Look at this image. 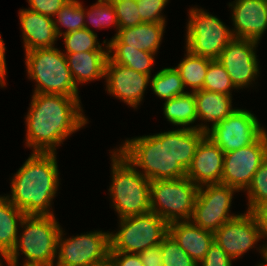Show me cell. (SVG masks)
Instances as JSON below:
<instances>
[{"label": "cell", "instance_id": "cell-1", "mask_svg": "<svg viewBox=\"0 0 267 266\" xmlns=\"http://www.w3.org/2000/svg\"><path fill=\"white\" fill-rule=\"evenodd\" d=\"M25 115V148L57 153V148L87 125L80 97L33 93Z\"/></svg>", "mask_w": 267, "mask_h": 266}, {"label": "cell", "instance_id": "cell-2", "mask_svg": "<svg viewBox=\"0 0 267 266\" xmlns=\"http://www.w3.org/2000/svg\"><path fill=\"white\" fill-rule=\"evenodd\" d=\"M56 155L31 152L11 177V194L5 197L25 215H55L52 202L61 180Z\"/></svg>", "mask_w": 267, "mask_h": 266}, {"label": "cell", "instance_id": "cell-3", "mask_svg": "<svg viewBox=\"0 0 267 266\" xmlns=\"http://www.w3.org/2000/svg\"><path fill=\"white\" fill-rule=\"evenodd\" d=\"M55 215H25L13 250L3 259L7 266H55L62 226ZM24 255L19 263V256Z\"/></svg>", "mask_w": 267, "mask_h": 266}, {"label": "cell", "instance_id": "cell-4", "mask_svg": "<svg viewBox=\"0 0 267 266\" xmlns=\"http://www.w3.org/2000/svg\"><path fill=\"white\" fill-rule=\"evenodd\" d=\"M116 150L150 181L186 177L169 153L168 131L126 138Z\"/></svg>", "mask_w": 267, "mask_h": 266}, {"label": "cell", "instance_id": "cell-5", "mask_svg": "<svg viewBox=\"0 0 267 266\" xmlns=\"http://www.w3.org/2000/svg\"><path fill=\"white\" fill-rule=\"evenodd\" d=\"M111 153V184L108 191L111 207L118 218L150 212V180L140 173L116 149Z\"/></svg>", "mask_w": 267, "mask_h": 266}, {"label": "cell", "instance_id": "cell-6", "mask_svg": "<svg viewBox=\"0 0 267 266\" xmlns=\"http://www.w3.org/2000/svg\"><path fill=\"white\" fill-rule=\"evenodd\" d=\"M28 79L36 86L33 93L80 97L65 54L59 48H36L25 52Z\"/></svg>", "mask_w": 267, "mask_h": 266}, {"label": "cell", "instance_id": "cell-7", "mask_svg": "<svg viewBox=\"0 0 267 266\" xmlns=\"http://www.w3.org/2000/svg\"><path fill=\"white\" fill-rule=\"evenodd\" d=\"M198 186L187 177L150 181V211L168 224L192 218Z\"/></svg>", "mask_w": 267, "mask_h": 266}, {"label": "cell", "instance_id": "cell-8", "mask_svg": "<svg viewBox=\"0 0 267 266\" xmlns=\"http://www.w3.org/2000/svg\"><path fill=\"white\" fill-rule=\"evenodd\" d=\"M188 14L185 49L194 55L218 59L234 38L231 28L203 8L192 7Z\"/></svg>", "mask_w": 267, "mask_h": 266}, {"label": "cell", "instance_id": "cell-9", "mask_svg": "<svg viewBox=\"0 0 267 266\" xmlns=\"http://www.w3.org/2000/svg\"><path fill=\"white\" fill-rule=\"evenodd\" d=\"M118 223L117 232H110V252L139 253L161 244L168 234V223L151 211Z\"/></svg>", "mask_w": 267, "mask_h": 266}, {"label": "cell", "instance_id": "cell-10", "mask_svg": "<svg viewBox=\"0 0 267 266\" xmlns=\"http://www.w3.org/2000/svg\"><path fill=\"white\" fill-rule=\"evenodd\" d=\"M63 228L58 236L55 266H88L109 257L110 232L94 230L66 238Z\"/></svg>", "mask_w": 267, "mask_h": 266}, {"label": "cell", "instance_id": "cell-11", "mask_svg": "<svg viewBox=\"0 0 267 266\" xmlns=\"http://www.w3.org/2000/svg\"><path fill=\"white\" fill-rule=\"evenodd\" d=\"M236 192L239 191L220 183L200 186L191 221L203 230L215 233L227 221L240 215L232 214L230 210Z\"/></svg>", "mask_w": 267, "mask_h": 266}, {"label": "cell", "instance_id": "cell-12", "mask_svg": "<svg viewBox=\"0 0 267 266\" xmlns=\"http://www.w3.org/2000/svg\"><path fill=\"white\" fill-rule=\"evenodd\" d=\"M262 239V225L255 212L249 211L227 221L214 233V242L233 260L254 247L262 255L264 245L257 247Z\"/></svg>", "mask_w": 267, "mask_h": 266}, {"label": "cell", "instance_id": "cell-13", "mask_svg": "<svg viewBox=\"0 0 267 266\" xmlns=\"http://www.w3.org/2000/svg\"><path fill=\"white\" fill-rule=\"evenodd\" d=\"M266 129L258 118L246 109L237 108L209 131L208 136L224 153L254 143Z\"/></svg>", "mask_w": 267, "mask_h": 266}, {"label": "cell", "instance_id": "cell-14", "mask_svg": "<svg viewBox=\"0 0 267 266\" xmlns=\"http://www.w3.org/2000/svg\"><path fill=\"white\" fill-rule=\"evenodd\" d=\"M267 158V131L249 146L224 153L221 183L244 191Z\"/></svg>", "mask_w": 267, "mask_h": 266}, {"label": "cell", "instance_id": "cell-15", "mask_svg": "<svg viewBox=\"0 0 267 266\" xmlns=\"http://www.w3.org/2000/svg\"><path fill=\"white\" fill-rule=\"evenodd\" d=\"M258 44L253 40L233 38L217 59L229 74L237 91L253 87L259 77L260 66L256 54Z\"/></svg>", "mask_w": 267, "mask_h": 266}, {"label": "cell", "instance_id": "cell-16", "mask_svg": "<svg viewBox=\"0 0 267 266\" xmlns=\"http://www.w3.org/2000/svg\"><path fill=\"white\" fill-rule=\"evenodd\" d=\"M104 79L105 91L109 95L137 109L144 100L151 76L114 63L108 58L105 65Z\"/></svg>", "mask_w": 267, "mask_h": 266}, {"label": "cell", "instance_id": "cell-17", "mask_svg": "<svg viewBox=\"0 0 267 266\" xmlns=\"http://www.w3.org/2000/svg\"><path fill=\"white\" fill-rule=\"evenodd\" d=\"M228 6L233 37L260 43L267 29V0H234Z\"/></svg>", "mask_w": 267, "mask_h": 266}, {"label": "cell", "instance_id": "cell-18", "mask_svg": "<svg viewBox=\"0 0 267 266\" xmlns=\"http://www.w3.org/2000/svg\"><path fill=\"white\" fill-rule=\"evenodd\" d=\"M224 152L208 137L199 142L186 177L198 187L221 183Z\"/></svg>", "mask_w": 267, "mask_h": 266}, {"label": "cell", "instance_id": "cell-19", "mask_svg": "<svg viewBox=\"0 0 267 266\" xmlns=\"http://www.w3.org/2000/svg\"><path fill=\"white\" fill-rule=\"evenodd\" d=\"M167 23H141L134 27L121 28L116 36L106 39L108 48H136L157 54Z\"/></svg>", "mask_w": 267, "mask_h": 266}, {"label": "cell", "instance_id": "cell-20", "mask_svg": "<svg viewBox=\"0 0 267 266\" xmlns=\"http://www.w3.org/2000/svg\"><path fill=\"white\" fill-rule=\"evenodd\" d=\"M23 46L26 51L52 48L58 40L54 19L28 8L19 9Z\"/></svg>", "mask_w": 267, "mask_h": 266}, {"label": "cell", "instance_id": "cell-21", "mask_svg": "<svg viewBox=\"0 0 267 266\" xmlns=\"http://www.w3.org/2000/svg\"><path fill=\"white\" fill-rule=\"evenodd\" d=\"M194 95L197 120L202 121L196 125V130L205 135L217 126L221 120L225 119L237 109L232 106V95L215 93L203 89L195 91Z\"/></svg>", "mask_w": 267, "mask_h": 266}, {"label": "cell", "instance_id": "cell-22", "mask_svg": "<svg viewBox=\"0 0 267 266\" xmlns=\"http://www.w3.org/2000/svg\"><path fill=\"white\" fill-rule=\"evenodd\" d=\"M168 233L197 263L205 257L214 242L213 232L203 230L191 220L168 224Z\"/></svg>", "mask_w": 267, "mask_h": 266}, {"label": "cell", "instance_id": "cell-23", "mask_svg": "<svg viewBox=\"0 0 267 266\" xmlns=\"http://www.w3.org/2000/svg\"><path fill=\"white\" fill-rule=\"evenodd\" d=\"M74 83L78 87L88 82L104 79L108 51L64 53Z\"/></svg>", "mask_w": 267, "mask_h": 266}, {"label": "cell", "instance_id": "cell-24", "mask_svg": "<svg viewBox=\"0 0 267 266\" xmlns=\"http://www.w3.org/2000/svg\"><path fill=\"white\" fill-rule=\"evenodd\" d=\"M204 136L196 129L178 127L168 130L169 153L185 171L190 167L196 148Z\"/></svg>", "mask_w": 267, "mask_h": 266}, {"label": "cell", "instance_id": "cell-25", "mask_svg": "<svg viewBox=\"0 0 267 266\" xmlns=\"http://www.w3.org/2000/svg\"><path fill=\"white\" fill-rule=\"evenodd\" d=\"M24 216L5 195H0V262L13 250Z\"/></svg>", "mask_w": 267, "mask_h": 266}, {"label": "cell", "instance_id": "cell-26", "mask_svg": "<svg viewBox=\"0 0 267 266\" xmlns=\"http://www.w3.org/2000/svg\"><path fill=\"white\" fill-rule=\"evenodd\" d=\"M163 104V114L172 126L196 129V125H193L197 121L194 92H186L185 94L173 97L166 100Z\"/></svg>", "mask_w": 267, "mask_h": 266}, {"label": "cell", "instance_id": "cell-27", "mask_svg": "<svg viewBox=\"0 0 267 266\" xmlns=\"http://www.w3.org/2000/svg\"><path fill=\"white\" fill-rule=\"evenodd\" d=\"M185 51L184 58L175 68L179 72L185 88H192L190 92L202 90L206 72L212 59L194 55L187 49Z\"/></svg>", "mask_w": 267, "mask_h": 266}, {"label": "cell", "instance_id": "cell-28", "mask_svg": "<svg viewBox=\"0 0 267 266\" xmlns=\"http://www.w3.org/2000/svg\"><path fill=\"white\" fill-rule=\"evenodd\" d=\"M154 53L137 50L136 48H108V58L120 65L135 71L152 75V66L155 63Z\"/></svg>", "mask_w": 267, "mask_h": 266}, {"label": "cell", "instance_id": "cell-29", "mask_svg": "<svg viewBox=\"0 0 267 266\" xmlns=\"http://www.w3.org/2000/svg\"><path fill=\"white\" fill-rule=\"evenodd\" d=\"M150 86L153 93L164 101L188 92L175 67L162 68L156 72L151 76Z\"/></svg>", "mask_w": 267, "mask_h": 266}, {"label": "cell", "instance_id": "cell-30", "mask_svg": "<svg viewBox=\"0 0 267 266\" xmlns=\"http://www.w3.org/2000/svg\"><path fill=\"white\" fill-rule=\"evenodd\" d=\"M84 7L79 0H70L56 13L53 19L58 37L85 28Z\"/></svg>", "mask_w": 267, "mask_h": 266}, {"label": "cell", "instance_id": "cell-31", "mask_svg": "<svg viewBox=\"0 0 267 266\" xmlns=\"http://www.w3.org/2000/svg\"><path fill=\"white\" fill-rule=\"evenodd\" d=\"M65 50L63 53H81L86 51H108L106 40L103 43L98 41L97 33L89 31L86 28L63 34ZM105 46V47H103Z\"/></svg>", "mask_w": 267, "mask_h": 266}, {"label": "cell", "instance_id": "cell-32", "mask_svg": "<svg viewBox=\"0 0 267 266\" xmlns=\"http://www.w3.org/2000/svg\"><path fill=\"white\" fill-rule=\"evenodd\" d=\"M84 14L85 28L89 31L94 32L88 24L94 26L96 29L98 28L99 30L113 26L116 28L114 36L117 35L119 30L118 19L114 7L109 0H97V2L91 5L89 9L84 8Z\"/></svg>", "mask_w": 267, "mask_h": 266}, {"label": "cell", "instance_id": "cell-33", "mask_svg": "<svg viewBox=\"0 0 267 266\" xmlns=\"http://www.w3.org/2000/svg\"><path fill=\"white\" fill-rule=\"evenodd\" d=\"M203 90L232 95V91L237 89L223 65L217 59H214L209 63Z\"/></svg>", "mask_w": 267, "mask_h": 266}, {"label": "cell", "instance_id": "cell-34", "mask_svg": "<svg viewBox=\"0 0 267 266\" xmlns=\"http://www.w3.org/2000/svg\"><path fill=\"white\" fill-rule=\"evenodd\" d=\"M245 191L248 198L246 211L255 212L267 201V158L261 163Z\"/></svg>", "mask_w": 267, "mask_h": 266}, {"label": "cell", "instance_id": "cell-35", "mask_svg": "<svg viewBox=\"0 0 267 266\" xmlns=\"http://www.w3.org/2000/svg\"><path fill=\"white\" fill-rule=\"evenodd\" d=\"M164 266H198L168 233L161 242Z\"/></svg>", "mask_w": 267, "mask_h": 266}, {"label": "cell", "instance_id": "cell-36", "mask_svg": "<svg viewBox=\"0 0 267 266\" xmlns=\"http://www.w3.org/2000/svg\"><path fill=\"white\" fill-rule=\"evenodd\" d=\"M117 15L119 29L144 23L139 15L136 0H109Z\"/></svg>", "mask_w": 267, "mask_h": 266}, {"label": "cell", "instance_id": "cell-37", "mask_svg": "<svg viewBox=\"0 0 267 266\" xmlns=\"http://www.w3.org/2000/svg\"><path fill=\"white\" fill-rule=\"evenodd\" d=\"M169 0H143L137 1L139 15L144 23H166L162 11Z\"/></svg>", "mask_w": 267, "mask_h": 266}, {"label": "cell", "instance_id": "cell-38", "mask_svg": "<svg viewBox=\"0 0 267 266\" xmlns=\"http://www.w3.org/2000/svg\"><path fill=\"white\" fill-rule=\"evenodd\" d=\"M232 261L234 260L217 243L213 242L198 266H232Z\"/></svg>", "mask_w": 267, "mask_h": 266}, {"label": "cell", "instance_id": "cell-39", "mask_svg": "<svg viewBox=\"0 0 267 266\" xmlns=\"http://www.w3.org/2000/svg\"><path fill=\"white\" fill-rule=\"evenodd\" d=\"M70 0H27L28 9L54 18L56 13Z\"/></svg>", "mask_w": 267, "mask_h": 266}, {"label": "cell", "instance_id": "cell-40", "mask_svg": "<svg viewBox=\"0 0 267 266\" xmlns=\"http://www.w3.org/2000/svg\"><path fill=\"white\" fill-rule=\"evenodd\" d=\"M113 266H143L138 253L109 252Z\"/></svg>", "mask_w": 267, "mask_h": 266}, {"label": "cell", "instance_id": "cell-41", "mask_svg": "<svg viewBox=\"0 0 267 266\" xmlns=\"http://www.w3.org/2000/svg\"><path fill=\"white\" fill-rule=\"evenodd\" d=\"M138 254L143 266H164L160 244L149 247Z\"/></svg>", "mask_w": 267, "mask_h": 266}, {"label": "cell", "instance_id": "cell-42", "mask_svg": "<svg viewBox=\"0 0 267 266\" xmlns=\"http://www.w3.org/2000/svg\"><path fill=\"white\" fill-rule=\"evenodd\" d=\"M1 37L2 36L0 34V74L6 79V74H7V65L5 60L6 47L4 40Z\"/></svg>", "mask_w": 267, "mask_h": 266}, {"label": "cell", "instance_id": "cell-43", "mask_svg": "<svg viewBox=\"0 0 267 266\" xmlns=\"http://www.w3.org/2000/svg\"><path fill=\"white\" fill-rule=\"evenodd\" d=\"M255 214L258 219H267V201L255 211Z\"/></svg>", "mask_w": 267, "mask_h": 266}, {"label": "cell", "instance_id": "cell-44", "mask_svg": "<svg viewBox=\"0 0 267 266\" xmlns=\"http://www.w3.org/2000/svg\"><path fill=\"white\" fill-rule=\"evenodd\" d=\"M259 222L262 225V234H263V239L267 240V219H259ZM264 246H267V241L265 244H263Z\"/></svg>", "mask_w": 267, "mask_h": 266}, {"label": "cell", "instance_id": "cell-45", "mask_svg": "<svg viewBox=\"0 0 267 266\" xmlns=\"http://www.w3.org/2000/svg\"><path fill=\"white\" fill-rule=\"evenodd\" d=\"M88 266H113L110 258H106L105 260L103 261H100V262H97V263H94V264H90Z\"/></svg>", "mask_w": 267, "mask_h": 266}, {"label": "cell", "instance_id": "cell-46", "mask_svg": "<svg viewBox=\"0 0 267 266\" xmlns=\"http://www.w3.org/2000/svg\"><path fill=\"white\" fill-rule=\"evenodd\" d=\"M261 256L264 262L258 263L257 266H267V246H264Z\"/></svg>", "mask_w": 267, "mask_h": 266}, {"label": "cell", "instance_id": "cell-47", "mask_svg": "<svg viewBox=\"0 0 267 266\" xmlns=\"http://www.w3.org/2000/svg\"><path fill=\"white\" fill-rule=\"evenodd\" d=\"M0 87L6 88V79L0 74Z\"/></svg>", "mask_w": 267, "mask_h": 266}]
</instances>
